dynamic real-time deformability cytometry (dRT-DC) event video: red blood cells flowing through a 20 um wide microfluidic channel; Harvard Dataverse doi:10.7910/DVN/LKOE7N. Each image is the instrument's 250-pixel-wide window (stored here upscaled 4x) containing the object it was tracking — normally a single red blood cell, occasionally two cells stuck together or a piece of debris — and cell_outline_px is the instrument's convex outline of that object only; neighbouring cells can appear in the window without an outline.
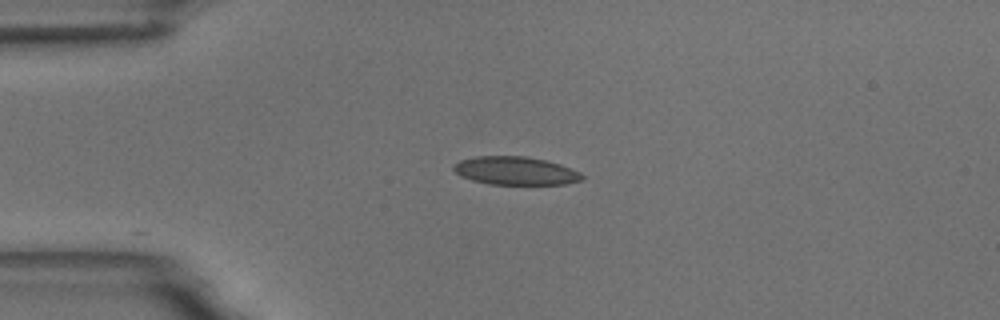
{"species": "common noctule bat (a hibernating species)", "species_latin": "Nyctalus noctula", "temperature_condition": "room temperature", "stored_images_in_passage": 43, "camera_frame_rate_fps": 3000, "um_per_image_px": 0.085, "animal": {"sex": "male", "body_mass_g": 18.8}, "frame": {"image": 1, "passage_image": 1, "time_ms": 0.0, "image_size_px": [1000, 320], "cell_outline_px": [[584, 176], [580, 180], [564, 184], [488, 184], [472, 180], [460, 176], [452, 168], [460, 160], [476, 156], [524, 156], [544, 160], [560, 164], [580, 172]], "centroid_in_image_um": [43.79, 14.51], "position_along_channel_um": 41.2, "area_um2": 20.92}}
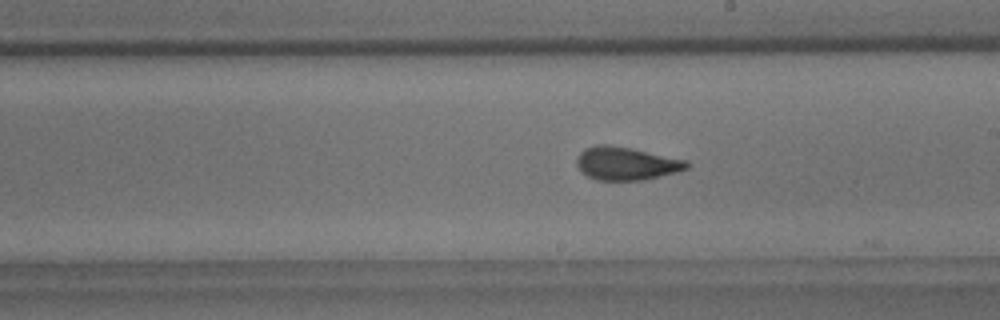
{"frame": {"image": 2, "passage_image": 19, "time_ms": 6.0, "image_size_px": [1000, 320], "cell_outline_px": [[688, 168], [676, 172], [644, 180], [596, 180], [588, 176], [576, 164], [576, 156], [584, 148], [596, 144], [608, 144], [632, 148], [688, 160]], "centroid_in_image_um": [53.22, 13.88], "position_along_channel_um": 235.8, "area_um2": 21.33}}
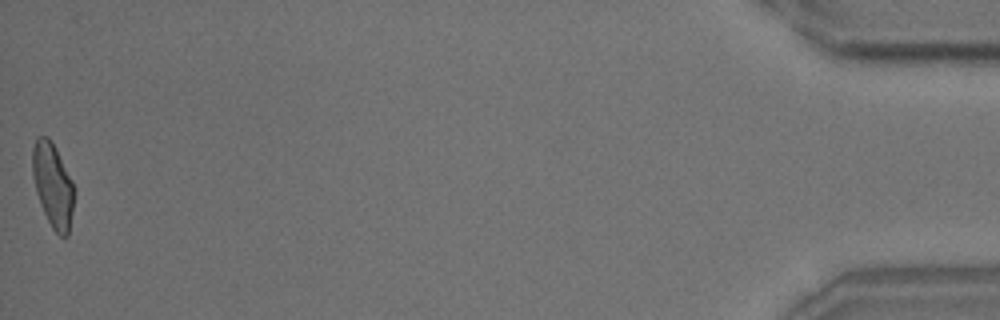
{"frame": {"image": 3, "passage_image": 43, "time_ms": 14.0, "image_size_px": [1000, 320], "cell_outline_px": [[76, 188], [68, 236], [60, 236], [52, 228], [40, 204], [36, 192], [32, 176], [32, 148], [36, 136], [48, 136], [56, 148]], "centroid_in_image_um": [4.49, 15.71], "position_along_channel_um": 430.7, "area_um2": 20.69}, "authors_computed_cell_mechanics": {"area_um2": 20.9236, "velocity_mm_per_s": 3.6492, "shape_relaxation_time_tau1_ms": 5.7466, "shape_relaxation_time_tau2_ms": 1.348, "deformation_change_tau1": 0.1689, "deformation_change_tau2": 0.076}}